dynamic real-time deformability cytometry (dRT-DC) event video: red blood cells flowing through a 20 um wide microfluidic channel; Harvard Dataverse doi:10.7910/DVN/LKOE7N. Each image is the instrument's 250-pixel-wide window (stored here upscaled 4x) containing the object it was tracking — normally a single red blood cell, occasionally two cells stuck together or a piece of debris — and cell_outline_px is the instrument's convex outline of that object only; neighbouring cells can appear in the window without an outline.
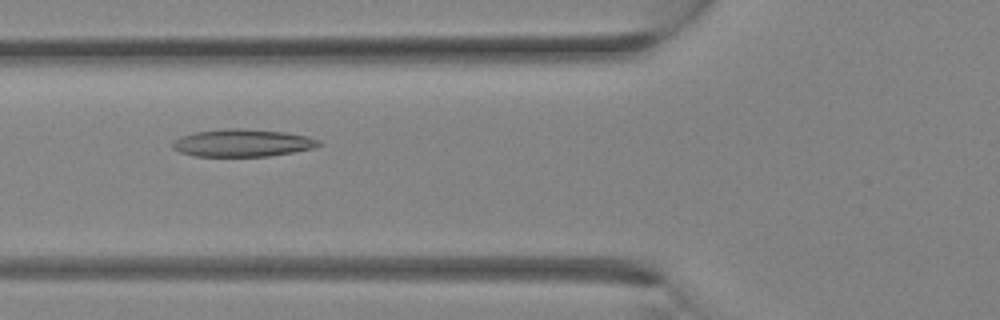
{"species": "Egyptian fruit bat (a non-hibernating species)", "species_latin": "Rousettus aegyptiacus", "temperature_condition": "room temperature", "stored_images_in_passage": 32, "camera_frame_rate_fps": 3000, "um_per_image_px": 0.085, "animal": {"sex": "female"}, "frame": {"image": 1, "passage_image": 12, "time_ms": 3.667, "image_size_px": [1000, 320], "cell_outline_px": [[324, 144], [312, 148], [292, 152], [268, 156], [196, 156], [180, 152], [172, 148], [172, 144], [180, 136], [192, 132], [228, 128], [240, 128], [284, 132], [308, 136], [320, 140]], "centroid_in_image_um": [20.61, 12.14], "position_along_channel_um": 105.2, "area_um2": 23.41}}
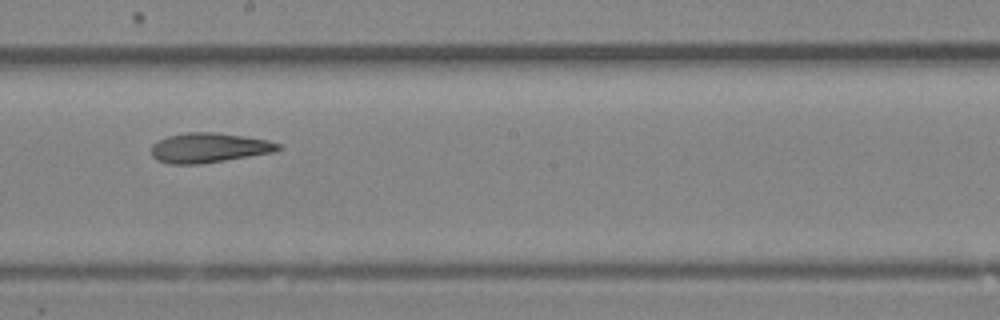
{"frame": {"image": 2, "passage_image": 18, "time_ms": 5.667, "image_size_px": [1000, 320], "cell_outline_px": [[280, 148], [276, 152], [200, 164], [168, 164], [156, 160], [152, 156], [152, 144], [168, 136], [188, 132], [212, 132], [244, 136], [268, 140], [280, 144]], "centroid_in_image_um": [17.76, 12.57], "position_along_channel_um": 230.4, "area_um2": 21.96}}
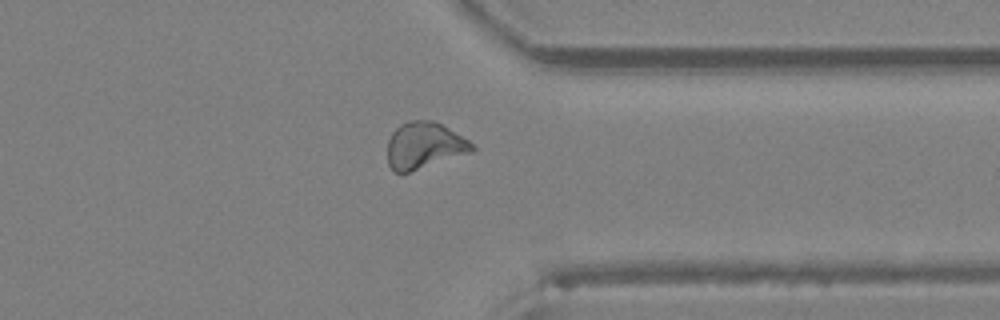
{"frame": {"image": 3, "passage_image": 25, "time_ms": 8.0, "image_size_px": [1000, 320], "cell_outline_px": [[476, 148], [472, 152], [408, 172], [392, 172], [388, 164], [388, 140], [392, 132], [400, 124], [408, 120], [432, 120], [448, 128], [468, 140]], "centroid_in_image_um": [36.03, 12.36], "position_along_channel_um": 375.4, "area_um2": 22.77}}